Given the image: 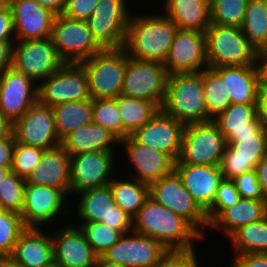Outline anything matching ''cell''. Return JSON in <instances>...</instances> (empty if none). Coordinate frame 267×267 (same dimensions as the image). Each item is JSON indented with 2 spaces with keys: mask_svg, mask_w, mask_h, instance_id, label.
I'll use <instances>...</instances> for the list:
<instances>
[{
  "mask_svg": "<svg viewBox=\"0 0 267 267\" xmlns=\"http://www.w3.org/2000/svg\"><path fill=\"white\" fill-rule=\"evenodd\" d=\"M161 109L184 126L208 122L202 74L168 75Z\"/></svg>",
  "mask_w": 267,
  "mask_h": 267,
  "instance_id": "3",
  "label": "cell"
},
{
  "mask_svg": "<svg viewBox=\"0 0 267 267\" xmlns=\"http://www.w3.org/2000/svg\"><path fill=\"white\" fill-rule=\"evenodd\" d=\"M94 267H125V266H123L121 264L111 263L108 261H103L99 257Z\"/></svg>",
  "mask_w": 267,
  "mask_h": 267,
  "instance_id": "59",
  "label": "cell"
},
{
  "mask_svg": "<svg viewBox=\"0 0 267 267\" xmlns=\"http://www.w3.org/2000/svg\"><path fill=\"white\" fill-rule=\"evenodd\" d=\"M14 123L0 110V138L13 134Z\"/></svg>",
  "mask_w": 267,
  "mask_h": 267,
  "instance_id": "56",
  "label": "cell"
},
{
  "mask_svg": "<svg viewBox=\"0 0 267 267\" xmlns=\"http://www.w3.org/2000/svg\"><path fill=\"white\" fill-rule=\"evenodd\" d=\"M225 240L230 242L232 255L267 253V216L239 227Z\"/></svg>",
  "mask_w": 267,
  "mask_h": 267,
  "instance_id": "36",
  "label": "cell"
},
{
  "mask_svg": "<svg viewBox=\"0 0 267 267\" xmlns=\"http://www.w3.org/2000/svg\"><path fill=\"white\" fill-rule=\"evenodd\" d=\"M38 85L13 67L0 75V110L13 123L38 101Z\"/></svg>",
  "mask_w": 267,
  "mask_h": 267,
  "instance_id": "23",
  "label": "cell"
},
{
  "mask_svg": "<svg viewBox=\"0 0 267 267\" xmlns=\"http://www.w3.org/2000/svg\"><path fill=\"white\" fill-rule=\"evenodd\" d=\"M240 28L250 44L257 49L267 35V0L247 1Z\"/></svg>",
  "mask_w": 267,
  "mask_h": 267,
  "instance_id": "38",
  "label": "cell"
},
{
  "mask_svg": "<svg viewBox=\"0 0 267 267\" xmlns=\"http://www.w3.org/2000/svg\"><path fill=\"white\" fill-rule=\"evenodd\" d=\"M119 149L122 152L125 151V159L121 161L124 162L127 158L128 161H126L127 163L124 162V164L128 167L131 164L129 167L131 173L129 171L126 173L127 169H125V175L127 174L126 176L134 178L141 183L150 186L174 170L175 160L169 154L143 146L131 135L119 141ZM128 162H130L129 165Z\"/></svg>",
  "mask_w": 267,
  "mask_h": 267,
  "instance_id": "17",
  "label": "cell"
},
{
  "mask_svg": "<svg viewBox=\"0 0 267 267\" xmlns=\"http://www.w3.org/2000/svg\"><path fill=\"white\" fill-rule=\"evenodd\" d=\"M203 79V92L208 113V122L223 113L231 104L226 89V66L206 68L200 72Z\"/></svg>",
  "mask_w": 267,
  "mask_h": 267,
  "instance_id": "33",
  "label": "cell"
},
{
  "mask_svg": "<svg viewBox=\"0 0 267 267\" xmlns=\"http://www.w3.org/2000/svg\"><path fill=\"white\" fill-rule=\"evenodd\" d=\"M162 6L160 12L163 11L178 29L205 33L211 24L210 4L205 0H163Z\"/></svg>",
  "mask_w": 267,
  "mask_h": 267,
  "instance_id": "31",
  "label": "cell"
},
{
  "mask_svg": "<svg viewBox=\"0 0 267 267\" xmlns=\"http://www.w3.org/2000/svg\"><path fill=\"white\" fill-rule=\"evenodd\" d=\"M255 170L262 193L267 199V155L256 165Z\"/></svg>",
  "mask_w": 267,
  "mask_h": 267,
  "instance_id": "54",
  "label": "cell"
},
{
  "mask_svg": "<svg viewBox=\"0 0 267 267\" xmlns=\"http://www.w3.org/2000/svg\"><path fill=\"white\" fill-rule=\"evenodd\" d=\"M47 231V232H46ZM49 228H26L19 236L11 257L23 267H44L53 261Z\"/></svg>",
  "mask_w": 267,
  "mask_h": 267,
  "instance_id": "26",
  "label": "cell"
},
{
  "mask_svg": "<svg viewBox=\"0 0 267 267\" xmlns=\"http://www.w3.org/2000/svg\"><path fill=\"white\" fill-rule=\"evenodd\" d=\"M69 196L70 190L26 184L24 203L20 213L23 224L26 228H43V226L50 228L57 225V220H61L60 216L63 221L67 219L68 222V219L74 216L73 211H71V203L69 205V202L72 201ZM65 216H69V218Z\"/></svg>",
  "mask_w": 267,
  "mask_h": 267,
  "instance_id": "4",
  "label": "cell"
},
{
  "mask_svg": "<svg viewBox=\"0 0 267 267\" xmlns=\"http://www.w3.org/2000/svg\"><path fill=\"white\" fill-rule=\"evenodd\" d=\"M15 42H0V75L12 67Z\"/></svg>",
  "mask_w": 267,
  "mask_h": 267,
  "instance_id": "53",
  "label": "cell"
},
{
  "mask_svg": "<svg viewBox=\"0 0 267 267\" xmlns=\"http://www.w3.org/2000/svg\"><path fill=\"white\" fill-rule=\"evenodd\" d=\"M52 112L60 140L77 128L93 122L92 99L58 104L52 107Z\"/></svg>",
  "mask_w": 267,
  "mask_h": 267,
  "instance_id": "34",
  "label": "cell"
},
{
  "mask_svg": "<svg viewBox=\"0 0 267 267\" xmlns=\"http://www.w3.org/2000/svg\"><path fill=\"white\" fill-rule=\"evenodd\" d=\"M258 65L226 66V89L231 103L257 104Z\"/></svg>",
  "mask_w": 267,
  "mask_h": 267,
  "instance_id": "32",
  "label": "cell"
},
{
  "mask_svg": "<svg viewBox=\"0 0 267 267\" xmlns=\"http://www.w3.org/2000/svg\"><path fill=\"white\" fill-rule=\"evenodd\" d=\"M26 229L21 215L12 211L0 212V254L10 256L20 234Z\"/></svg>",
  "mask_w": 267,
  "mask_h": 267,
  "instance_id": "43",
  "label": "cell"
},
{
  "mask_svg": "<svg viewBox=\"0 0 267 267\" xmlns=\"http://www.w3.org/2000/svg\"><path fill=\"white\" fill-rule=\"evenodd\" d=\"M241 198L266 199L258 183L256 170L248 171L232 179Z\"/></svg>",
  "mask_w": 267,
  "mask_h": 267,
  "instance_id": "46",
  "label": "cell"
},
{
  "mask_svg": "<svg viewBox=\"0 0 267 267\" xmlns=\"http://www.w3.org/2000/svg\"><path fill=\"white\" fill-rule=\"evenodd\" d=\"M11 0H0V4H2L4 7L9 6Z\"/></svg>",
  "mask_w": 267,
  "mask_h": 267,
  "instance_id": "63",
  "label": "cell"
},
{
  "mask_svg": "<svg viewBox=\"0 0 267 267\" xmlns=\"http://www.w3.org/2000/svg\"><path fill=\"white\" fill-rule=\"evenodd\" d=\"M149 197L187 220L203 237L209 229L206 212L183 186L177 172L161 177L149 186Z\"/></svg>",
  "mask_w": 267,
  "mask_h": 267,
  "instance_id": "10",
  "label": "cell"
},
{
  "mask_svg": "<svg viewBox=\"0 0 267 267\" xmlns=\"http://www.w3.org/2000/svg\"><path fill=\"white\" fill-rule=\"evenodd\" d=\"M212 121L226 139L259 135L265 129L257 117L256 104L231 103Z\"/></svg>",
  "mask_w": 267,
  "mask_h": 267,
  "instance_id": "29",
  "label": "cell"
},
{
  "mask_svg": "<svg viewBox=\"0 0 267 267\" xmlns=\"http://www.w3.org/2000/svg\"><path fill=\"white\" fill-rule=\"evenodd\" d=\"M65 63L53 45L51 37L14 43L12 67L37 85Z\"/></svg>",
  "mask_w": 267,
  "mask_h": 267,
  "instance_id": "13",
  "label": "cell"
},
{
  "mask_svg": "<svg viewBox=\"0 0 267 267\" xmlns=\"http://www.w3.org/2000/svg\"><path fill=\"white\" fill-rule=\"evenodd\" d=\"M184 125L162 109L131 136L141 145L169 154L175 161L181 152Z\"/></svg>",
  "mask_w": 267,
  "mask_h": 267,
  "instance_id": "22",
  "label": "cell"
},
{
  "mask_svg": "<svg viewBox=\"0 0 267 267\" xmlns=\"http://www.w3.org/2000/svg\"><path fill=\"white\" fill-rule=\"evenodd\" d=\"M14 24L9 6L0 11V42H15Z\"/></svg>",
  "mask_w": 267,
  "mask_h": 267,
  "instance_id": "50",
  "label": "cell"
},
{
  "mask_svg": "<svg viewBox=\"0 0 267 267\" xmlns=\"http://www.w3.org/2000/svg\"><path fill=\"white\" fill-rule=\"evenodd\" d=\"M256 53H267V35L263 43L256 49Z\"/></svg>",
  "mask_w": 267,
  "mask_h": 267,
  "instance_id": "60",
  "label": "cell"
},
{
  "mask_svg": "<svg viewBox=\"0 0 267 267\" xmlns=\"http://www.w3.org/2000/svg\"><path fill=\"white\" fill-rule=\"evenodd\" d=\"M206 2H208L209 4L213 1V0H205Z\"/></svg>",
  "mask_w": 267,
  "mask_h": 267,
  "instance_id": "65",
  "label": "cell"
},
{
  "mask_svg": "<svg viewBox=\"0 0 267 267\" xmlns=\"http://www.w3.org/2000/svg\"><path fill=\"white\" fill-rule=\"evenodd\" d=\"M71 203L77 209H74L76 221L72 223L102 222L122 235L133 232V218L116 204L109 184L84 190Z\"/></svg>",
  "mask_w": 267,
  "mask_h": 267,
  "instance_id": "6",
  "label": "cell"
},
{
  "mask_svg": "<svg viewBox=\"0 0 267 267\" xmlns=\"http://www.w3.org/2000/svg\"><path fill=\"white\" fill-rule=\"evenodd\" d=\"M133 232L161 242L171 252L195 250L194 241L204 239L187 220L151 197L133 218Z\"/></svg>",
  "mask_w": 267,
  "mask_h": 267,
  "instance_id": "1",
  "label": "cell"
},
{
  "mask_svg": "<svg viewBox=\"0 0 267 267\" xmlns=\"http://www.w3.org/2000/svg\"><path fill=\"white\" fill-rule=\"evenodd\" d=\"M197 250L170 252L159 267H201Z\"/></svg>",
  "mask_w": 267,
  "mask_h": 267,
  "instance_id": "48",
  "label": "cell"
},
{
  "mask_svg": "<svg viewBox=\"0 0 267 267\" xmlns=\"http://www.w3.org/2000/svg\"><path fill=\"white\" fill-rule=\"evenodd\" d=\"M45 150L15 142L12 159V171L20 178L27 180Z\"/></svg>",
  "mask_w": 267,
  "mask_h": 267,
  "instance_id": "44",
  "label": "cell"
},
{
  "mask_svg": "<svg viewBox=\"0 0 267 267\" xmlns=\"http://www.w3.org/2000/svg\"><path fill=\"white\" fill-rule=\"evenodd\" d=\"M163 63L168 75L199 73L208 68L205 33L178 29Z\"/></svg>",
  "mask_w": 267,
  "mask_h": 267,
  "instance_id": "18",
  "label": "cell"
},
{
  "mask_svg": "<svg viewBox=\"0 0 267 267\" xmlns=\"http://www.w3.org/2000/svg\"><path fill=\"white\" fill-rule=\"evenodd\" d=\"M170 252L161 242L131 232L122 235L100 258L125 267H159Z\"/></svg>",
  "mask_w": 267,
  "mask_h": 267,
  "instance_id": "16",
  "label": "cell"
},
{
  "mask_svg": "<svg viewBox=\"0 0 267 267\" xmlns=\"http://www.w3.org/2000/svg\"><path fill=\"white\" fill-rule=\"evenodd\" d=\"M226 146V138L213 121L186 125L175 164L219 166Z\"/></svg>",
  "mask_w": 267,
  "mask_h": 267,
  "instance_id": "8",
  "label": "cell"
},
{
  "mask_svg": "<svg viewBox=\"0 0 267 267\" xmlns=\"http://www.w3.org/2000/svg\"><path fill=\"white\" fill-rule=\"evenodd\" d=\"M37 93L38 102L49 107L91 99L86 72L80 63H65L38 84Z\"/></svg>",
  "mask_w": 267,
  "mask_h": 267,
  "instance_id": "14",
  "label": "cell"
},
{
  "mask_svg": "<svg viewBox=\"0 0 267 267\" xmlns=\"http://www.w3.org/2000/svg\"><path fill=\"white\" fill-rule=\"evenodd\" d=\"M120 176L121 174H116L109 186L116 204L134 218L144 202L149 198V185L126 175Z\"/></svg>",
  "mask_w": 267,
  "mask_h": 267,
  "instance_id": "35",
  "label": "cell"
},
{
  "mask_svg": "<svg viewBox=\"0 0 267 267\" xmlns=\"http://www.w3.org/2000/svg\"><path fill=\"white\" fill-rule=\"evenodd\" d=\"M241 199L232 180L223 179L219 184L212 206L206 211L209 225L226 209Z\"/></svg>",
  "mask_w": 267,
  "mask_h": 267,
  "instance_id": "45",
  "label": "cell"
},
{
  "mask_svg": "<svg viewBox=\"0 0 267 267\" xmlns=\"http://www.w3.org/2000/svg\"><path fill=\"white\" fill-rule=\"evenodd\" d=\"M256 56L260 79L267 82V53H256Z\"/></svg>",
  "mask_w": 267,
  "mask_h": 267,
  "instance_id": "57",
  "label": "cell"
},
{
  "mask_svg": "<svg viewBox=\"0 0 267 267\" xmlns=\"http://www.w3.org/2000/svg\"><path fill=\"white\" fill-rule=\"evenodd\" d=\"M174 170L179 175L185 189L206 212L212 206L216 190L224 179L220 167L175 164Z\"/></svg>",
  "mask_w": 267,
  "mask_h": 267,
  "instance_id": "25",
  "label": "cell"
},
{
  "mask_svg": "<svg viewBox=\"0 0 267 267\" xmlns=\"http://www.w3.org/2000/svg\"><path fill=\"white\" fill-rule=\"evenodd\" d=\"M117 152L121 153L120 150L95 151L70 156L71 200L73 195L84 190L103 187L111 182L117 174Z\"/></svg>",
  "mask_w": 267,
  "mask_h": 267,
  "instance_id": "11",
  "label": "cell"
},
{
  "mask_svg": "<svg viewBox=\"0 0 267 267\" xmlns=\"http://www.w3.org/2000/svg\"><path fill=\"white\" fill-rule=\"evenodd\" d=\"M114 99L123 122V139L146 124L159 110L150 101L128 97L123 94Z\"/></svg>",
  "mask_w": 267,
  "mask_h": 267,
  "instance_id": "37",
  "label": "cell"
},
{
  "mask_svg": "<svg viewBox=\"0 0 267 267\" xmlns=\"http://www.w3.org/2000/svg\"><path fill=\"white\" fill-rule=\"evenodd\" d=\"M50 37L66 63H80L103 50L85 20L69 19L62 14L55 17Z\"/></svg>",
  "mask_w": 267,
  "mask_h": 267,
  "instance_id": "15",
  "label": "cell"
},
{
  "mask_svg": "<svg viewBox=\"0 0 267 267\" xmlns=\"http://www.w3.org/2000/svg\"><path fill=\"white\" fill-rule=\"evenodd\" d=\"M167 77L163 62L132 59L126 52V69L121 94L150 101L161 109L165 99Z\"/></svg>",
  "mask_w": 267,
  "mask_h": 267,
  "instance_id": "9",
  "label": "cell"
},
{
  "mask_svg": "<svg viewBox=\"0 0 267 267\" xmlns=\"http://www.w3.org/2000/svg\"><path fill=\"white\" fill-rule=\"evenodd\" d=\"M4 8V6L2 4H0V11Z\"/></svg>",
  "mask_w": 267,
  "mask_h": 267,
  "instance_id": "64",
  "label": "cell"
},
{
  "mask_svg": "<svg viewBox=\"0 0 267 267\" xmlns=\"http://www.w3.org/2000/svg\"><path fill=\"white\" fill-rule=\"evenodd\" d=\"M12 170V168H7V167H0V181L2 180V178L7 175L10 171Z\"/></svg>",
  "mask_w": 267,
  "mask_h": 267,
  "instance_id": "61",
  "label": "cell"
},
{
  "mask_svg": "<svg viewBox=\"0 0 267 267\" xmlns=\"http://www.w3.org/2000/svg\"><path fill=\"white\" fill-rule=\"evenodd\" d=\"M15 142L14 133L11 136L0 138V167L12 168Z\"/></svg>",
  "mask_w": 267,
  "mask_h": 267,
  "instance_id": "51",
  "label": "cell"
},
{
  "mask_svg": "<svg viewBox=\"0 0 267 267\" xmlns=\"http://www.w3.org/2000/svg\"><path fill=\"white\" fill-rule=\"evenodd\" d=\"M26 183L70 190V155L61 144L43 152Z\"/></svg>",
  "mask_w": 267,
  "mask_h": 267,
  "instance_id": "27",
  "label": "cell"
},
{
  "mask_svg": "<svg viewBox=\"0 0 267 267\" xmlns=\"http://www.w3.org/2000/svg\"><path fill=\"white\" fill-rule=\"evenodd\" d=\"M0 267H23V266L16 263L11 257L6 256L1 258Z\"/></svg>",
  "mask_w": 267,
  "mask_h": 267,
  "instance_id": "58",
  "label": "cell"
},
{
  "mask_svg": "<svg viewBox=\"0 0 267 267\" xmlns=\"http://www.w3.org/2000/svg\"><path fill=\"white\" fill-rule=\"evenodd\" d=\"M205 36L208 68L257 65L256 49L240 27L211 23Z\"/></svg>",
  "mask_w": 267,
  "mask_h": 267,
  "instance_id": "5",
  "label": "cell"
},
{
  "mask_svg": "<svg viewBox=\"0 0 267 267\" xmlns=\"http://www.w3.org/2000/svg\"><path fill=\"white\" fill-rule=\"evenodd\" d=\"M227 146L220 162L224 179L232 180L252 171L267 155V129L259 135L228 137Z\"/></svg>",
  "mask_w": 267,
  "mask_h": 267,
  "instance_id": "20",
  "label": "cell"
},
{
  "mask_svg": "<svg viewBox=\"0 0 267 267\" xmlns=\"http://www.w3.org/2000/svg\"><path fill=\"white\" fill-rule=\"evenodd\" d=\"M159 13H131L123 48L132 59L165 61L178 27Z\"/></svg>",
  "mask_w": 267,
  "mask_h": 267,
  "instance_id": "2",
  "label": "cell"
},
{
  "mask_svg": "<svg viewBox=\"0 0 267 267\" xmlns=\"http://www.w3.org/2000/svg\"><path fill=\"white\" fill-rule=\"evenodd\" d=\"M267 216V199L241 198L226 208L210 225L209 230L217 231L228 238L239 227L260 221Z\"/></svg>",
  "mask_w": 267,
  "mask_h": 267,
  "instance_id": "28",
  "label": "cell"
},
{
  "mask_svg": "<svg viewBox=\"0 0 267 267\" xmlns=\"http://www.w3.org/2000/svg\"><path fill=\"white\" fill-rule=\"evenodd\" d=\"M230 267H267V253L232 255Z\"/></svg>",
  "mask_w": 267,
  "mask_h": 267,
  "instance_id": "49",
  "label": "cell"
},
{
  "mask_svg": "<svg viewBox=\"0 0 267 267\" xmlns=\"http://www.w3.org/2000/svg\"><path fill=\"white\" fill-rule=\"evenodd\" d=\"M16 41L44 39L51 36L56 15L36 0H11Z\"/></svg>",
  "mask_w": 267,
  "mask_h": 267,
  "instance_id": "24",
  "label": "cell"
},
{
  "mask_svg": "<svg viewBox=\"0 0 267 267\" xmlns=\"http://www.w3.org/2000/svg\"><path fill=\"white\" fill-rule=\"evenodd\" d=\"M59 223L58 227L49 229L53 230V260L62 267H94L99 257L87 242L83 231L71 221L67 223L61 220Z\"/></svg>",
  "mask_w": 267,
  "mask_h": 267,
  "instance_id": "19",
  "label": "cell"
},
{
  "mask_svg": "<svg viewBox=\"0 0 267 267\" xmlns=\"http://www.w3.org/2000/svg\"><path fill=\"white\" fill-rule=\"evenodd\" d=\"M256 110L262 126L267 129V82L261 79L258 85Z\"/></svg>",
  "mask_w": 267,
  "mask_h": 267,
  "instance_id": "52",
  "label": "cell"
},
{
  "mask_svg": "<svg viewBox=\"0 0 267 267\" xmlns=\"http://www.w3.org/2000/svg\"><path fill=\"white\" fill-rule=\"evenodd\" d=\"M13 133L17 143L44 150L61 144L55 128L52 107L38 101L14 122Z\"/></svg>",
  "mask_w": 267,
  "mask_h": 267,
  "instance_id": "21",
  "label": "cell"
},
{
  "mask_svg": "<svg viewBox=\"0 0 267 267\" xmlns=\"http://www.w3.org/2000/svg\"><path fill=\"white\" fill-rule=\"evenodd\" d=\"M127 0H99L86 20L88 28L103 49L124 47L131 16Z\"/></svg>",
  "mask_w": 267,
  "mask_h": 267,
  "instance_id": "12",
  "label": "cell"
},
{
  "mask_svg": "<svg viewBox=\"0 0 267 267\" xmlns=\"http://www.w3.org/2000/svg\"><path fill=\"white\" fill-rule=\"evenodd\" d=\"M26 180L12 170L0 181V209L21 213L24 203Z\"/></svg>",
  "mask_w": 267,
  "mask_h": 267,
  "instance_id": "42",
  "label": "cell"
},
{
  "mask_svg": "<svg viewBox=\"0 0 267 267\" xmlns=\"http://www.w3.org/2000/svg\"><path fill=\"white\" fill-rule=\"evenodd\" d=\"M93 122L103 126L119 141L123 139V122L114 98L92 99Z\"/></svg>",
  "mask_w": 267,
  "mask_h": 267,
  "instance_id": "39",
  "label": "cell"
},
{
  "mask_svg": "<svg viewBox=\"0 0 267 267\" xmlns=\"http://www.w3.org/2000/svg\"><path fill=\"white\" fill-rule=\"evenodd\" d=\"M44 267H62V266L53 260L49 265Z\"/></svg>",
  "mask_w": 267,
  "mask_h": 267,
  "instance_id": "62",
  "label": "cell"
},
{
  "mask_svg": "<svg viewBox=\"0 0 267 267\" xmlns=\"http://www.w3.org/2000/svg\"><path fill=\"white\" fill-rule=\"evenodd\" d=\"M99 0H67L63 16L73 20H87Z\"/></svg>",
  "mask_w": 267,
  "mask_h": 267,
  "instance_id": "47",
  "label": "cell"
},
{
  "mask_svg": "<svg viewBox=\"0 0 267 267\" xmlns=\"http://www.w3.org/2000/svg\"><path fill=\"white\" fill-rule=\"evenodd\" d=\"M41 6L56 16L63 14L67 0H36Z\"/></svg>",
  "mask_w": 267,
  "mask_h": 267,
  "instance_id": "55",
  "label": "cell"
},
{
  "mask_svg": "<svg viewBox=\"0 0 267 267\" xmlns=\"http://www.w3.org/2000/svg\"><path fill=\"white\" fill-rule=\"evenodd\" d=\"M78 226L86 236L87 242L91 245L98 257L118 242L122 234L110 228L102 222L73 223Z\"/></svg>",
  "mask_w": 267,
  "mask_h": 267,
  "instance_id": "40",
  "label": "cell"
},
{
  "mask_svg": "<svg viewBox=\"0 0 267 267\" xmlns=\"http://www.w3.org/2000/svg\"><path fill=\"white\" fill-rule=\"evenodd\" d=\"M83 66L91 99L116 98L122 93L126 69V50L103 49L80 62Z\"/></svg>",
  "mask_w": 267,
  "mask_h": 267,
  "instance_id": "7",
  "label": "cell"
},
{
  "mask_svg": "<svg viewBox=\"0 0 267 267\" xmlns=\"http://www.w3.org/2000/svg\"><path fill=\"white\" fill-rule=\"evenodd\" d=\"M61 145L73 156L95 151H116L119 140L103 126L92 122L72 131L61 140Z\"/></svg>",
  "mask_w": 267,
  "mask_h": 267,
  "instance_id": "30",
  "label": "cell"
},
{
  "mask_svg": "<svg viewBox=\"0 0 267 267\" xmlns=\"http://www.w3.org/2000/svg\"><path fill=\"white\" fill-rule=\"evenodd\" d=\"M248 0H213L210 3L211 23L241 27Z\"/></svg>",
  "mask_w": 267,
  "mask_h": 267,
  "instance_id": "41",
  "label": "cell"
}]
</instances>
